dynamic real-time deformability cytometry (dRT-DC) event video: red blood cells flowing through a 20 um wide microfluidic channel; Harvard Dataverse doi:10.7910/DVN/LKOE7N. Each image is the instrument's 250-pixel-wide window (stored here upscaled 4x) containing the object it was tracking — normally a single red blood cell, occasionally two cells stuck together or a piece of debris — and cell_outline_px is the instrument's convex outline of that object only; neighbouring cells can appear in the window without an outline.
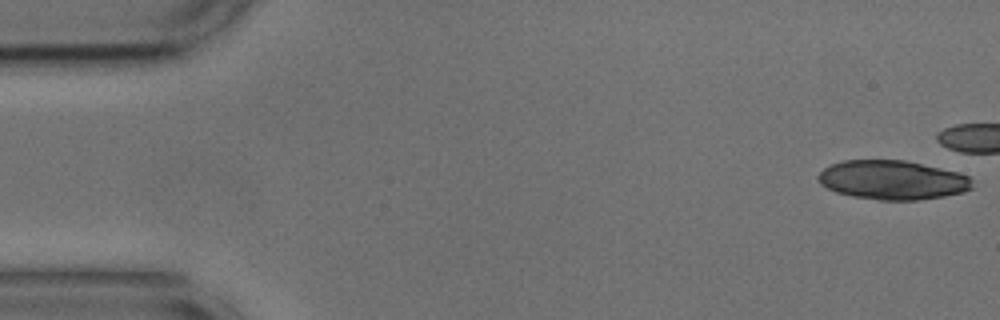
{"species": "common noctule bat (a hibernating species)", "species_latin": "Nyctalus noctula", "temperature_condition": "cold", "stored_images_in_passage": 5, "camera_frame_rate_fps": 3000, "um_per_image_px": 0.085, "animal": {"sex": "male", "body_mass_g": 17.9, "forearm_length_mm": 54.2}, "frame": {"image": 1, "passage_image": 1, "time_ms": 0.0, "image_size_px": [1000, 320], "cell_outline_px": [[972, 188], [964, 192], [944, 196], [916, 200], [880, 200], [852, 196], [836, 192], [820, 184], [816, 176], [824, 168], [832, 164], [844, 160], [904, 160], [940, 168], [956, 172], [968, 176], [972, 180]], "centroid_in_image_um": [75.84, 15.3], "position_along_channel_um": 9.2, "area_um2": 35.03}}